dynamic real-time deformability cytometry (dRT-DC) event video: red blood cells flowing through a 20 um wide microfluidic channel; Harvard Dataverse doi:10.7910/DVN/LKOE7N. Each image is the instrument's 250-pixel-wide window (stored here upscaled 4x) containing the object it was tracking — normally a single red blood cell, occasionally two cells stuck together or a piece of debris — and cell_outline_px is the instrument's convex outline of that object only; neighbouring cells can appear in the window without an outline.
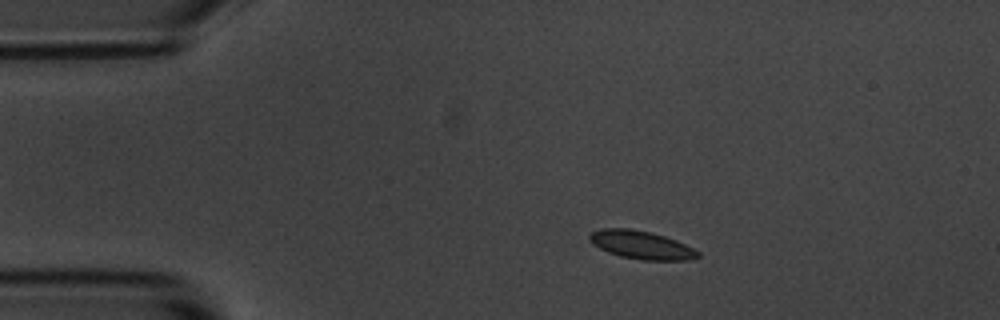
{"species": "common noctule bat (a hibernating species)", "species_latin": "Nyctalus noctula", "temperature_condition": "room temperature", "stored_images_in_passage": 9, "camera_frame_rate_fps": 3000, "um_per_image_px": 0.085, "animal": {"sex": "male", "body_mass_g": 20.1, "forearm_length_mm": 53.5}, "frame": {"image": 1, "passage_image": 3, "time_ms": 2.333, "image_size_px": [1000, 320], "cell_outline_px": [[700, 256], [692, 260], [640, 260], [620, 256], [608, 252], [592, 244], [588, 240], [588, 236], [592, 232], [600, 228], [632, 228], [652, 232], [676, 240], [700, 252]], "centroid_in_image_um": [54.49, 20.81], "position_along_channel_um": 30.5, "area_um2": 17.98}}
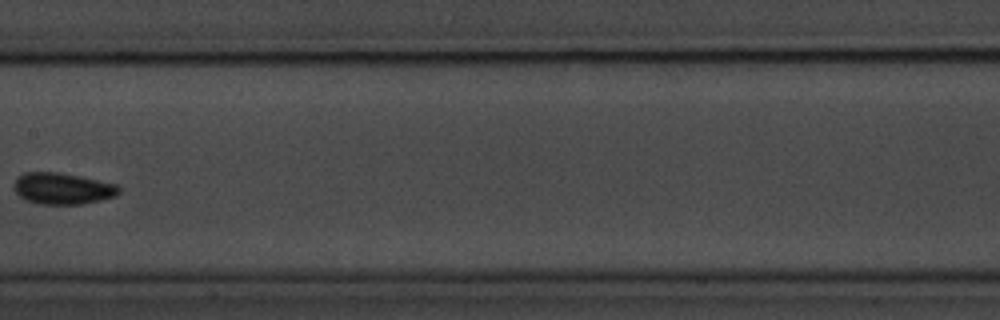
{"frame": {"image": 2, "passage_image": 8, "time_ms": 8.333, "image_size_px": [1000, 320], "cell_outline_px": [[120, 192], [116, 196], [100, 200], [80, 204], [40, 204], [24, 200], [16, 192], [16, 176], [24, 172], [60, 172], [80, 176], [116, 184], [120, 188]], "centroid_in_image_um": [5.32, 16.02], "position_along_channel_um": 202.1, "area_um2": 19.19}}
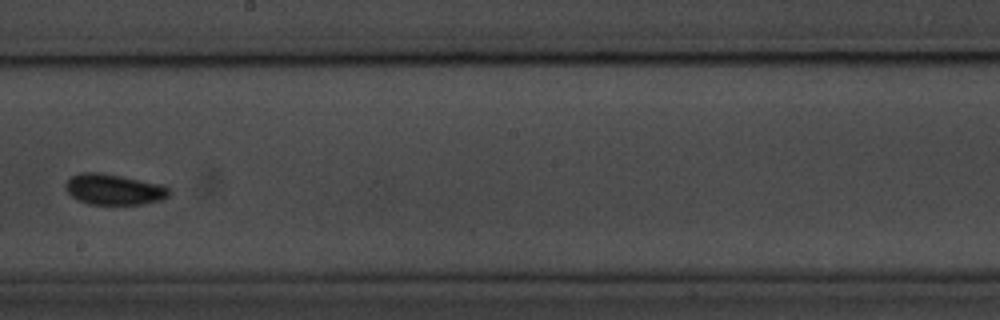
{"frame": {"image": 3, "passage_image": 9, "time_ms": 9.333, "image_size_px": [1000, 320], "cell_outline_px": [[168, 196], [160, 200], [144, 204], [88, 204], [76, 200], [64, 188], [64, 184], [72, 176], [80, 172], [96, 172], [120, 176], [160, 184], [168, 188]], "centroid_in_image_um": [9.62, 16.1], "position_along_channel_um": 238.6, "area_um2": 18.38}}